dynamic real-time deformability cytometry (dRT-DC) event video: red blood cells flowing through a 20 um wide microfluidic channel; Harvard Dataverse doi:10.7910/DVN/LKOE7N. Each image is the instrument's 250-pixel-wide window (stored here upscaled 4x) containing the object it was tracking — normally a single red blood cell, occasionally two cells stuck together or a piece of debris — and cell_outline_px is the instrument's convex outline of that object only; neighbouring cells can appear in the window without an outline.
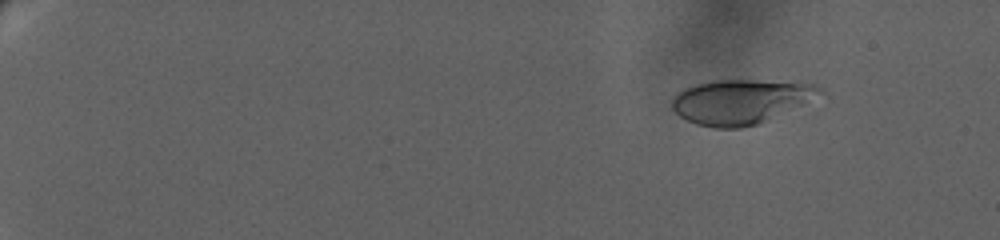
{"species": "human", "species_latin": "Homo sapiens", "temperature_condition": "warm", "stored_images_in_passage": 62, "camera_frame_rate_fps": 3000, "um_per_image_px": 0.085, "donor": {"sex": "female"}, "frame": {"image": 1, "passage_image": 7, "time_ms": 3.0, "image_size_px": [1000, 240], "cell_outline_px": [[828, 96], [756, 124], [740, 128], [712, 128], [696, 124], [680, 116], [672, 108], [672, 96], [684, 88], [696, 84], [712, 80], [752, 80], [812, 84], [828, 92]], "centroid_in_image_um": [63.04, 8.63], "position_along_channel_um": 22.0, "area_um2": 38.84}}
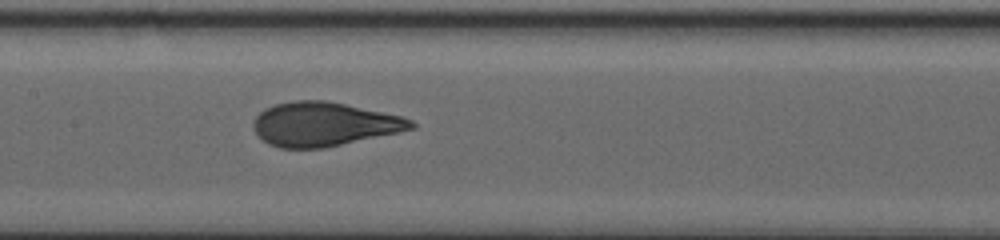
{"frame": {"image": 2, "passage_image": 38, "time_ms": 13.667, "image_size_px": [1000, 240], "cell_outline_px": [[416, 128], [400, 132], [324, 148], [280, 148], [268, 144], [252, 128], [252, 124], [256, 116], [264, 108], [276, 104], [296, 100], [324, 100], [344, 104], [400, 116], [412, 120], [416, 124]], "centroid_in_image_um": [27.52, 10.56], "position_along_channel_um": 179.9, "area_um2": 40.23}}
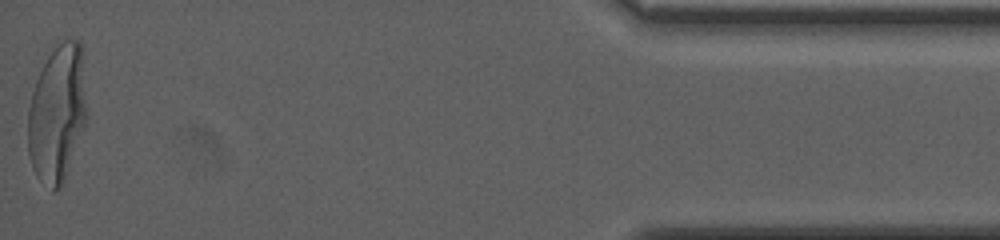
{"frame": {"image": 3, "passage_image": 62, "time_ms": 24.0, "image_size_px": [1000, 240], "cell_outline_px": [[88, 116], [64, 184], [60, 188], [52, 192], [36, 176], [32, 168], [28, 152], [28, 108], [32, 92], [36, 80], [48, 56], [64, 40], [80, 40]], "centroid_in_image_um": [4.87, 9.73], "position_along_channel_um": 430.3, "area_um2": 47.28}, "authors_computed_cell_mechanics": {"area_um2": 39.9109, "velocity_mm_per_s": 3.0497, "shape_relaxation_time_tau1_ms": 7.1549, "shape_relaxation_time_tau2_ms": null, "deformation_change_tau1": 0.269, "deformation_change_tau2": null}}